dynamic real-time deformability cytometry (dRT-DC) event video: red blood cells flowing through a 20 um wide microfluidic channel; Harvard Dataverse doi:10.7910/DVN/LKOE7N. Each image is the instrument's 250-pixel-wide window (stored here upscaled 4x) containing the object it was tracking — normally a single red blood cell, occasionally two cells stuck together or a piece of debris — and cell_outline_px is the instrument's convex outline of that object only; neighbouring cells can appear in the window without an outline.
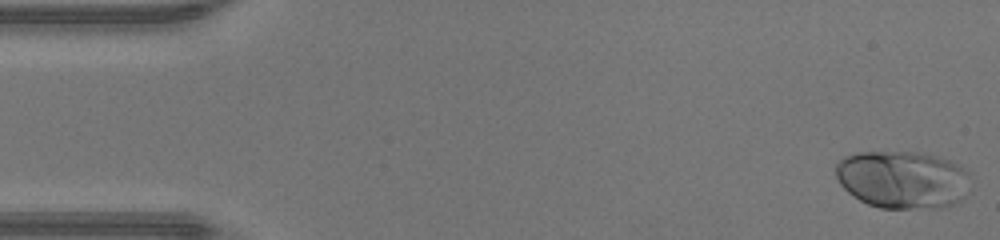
{"species": "human", "species_latin": "Homo sapiens", "temperature_condition": "warm", "stored_images_in_passage": 47, "camera_frame_rate_fps": 3000, "um_per_image_px": 0.085, "donor": {"sex": "male"}, "frame": {"image": 1, "passage_image": 1, "time_ms": 0.0, "image_size_px": [1000, 240], "cell_outline_px": [[968, 172], [964, 196], [960, 200], [952, 204], [940, 208], [880, 208], [868, 204], [860, 200], [848, 192], [840, 184], [836, 176], [836, 164], [844, 156], [856, 152], [916, 152], [936, 156], [960, 164]], "centroid_in_image_um": [76.68, 15.26], "position_along_channel_um": 8.3, "area_um2": 45.14}}
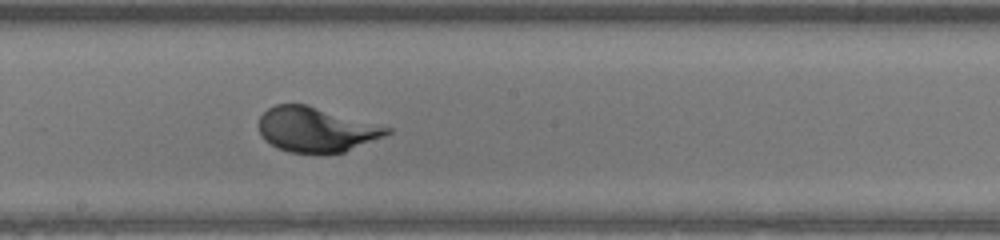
{"frame": {"image": 2, "passage_image": 25, "time_ms": 8.0, "image_size_px": [1000, 240], "cell_outline_px": [[392, 132], [384, 136], [344, 152], [288, 152], [276, 148], [264, 140], [260, 132], [260, 116], [268, 108], [276, 104], [308, 104], [392, 128]], "centroid_in_image_um": [26.86, 10.99], "position_along_channel_um": 221.3, "area_um2": 33.23}}
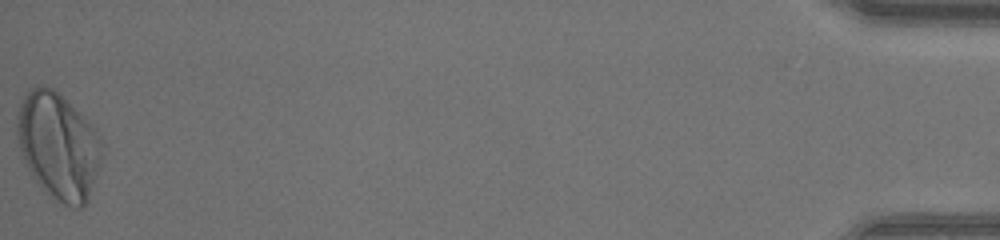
{"frame": {"image": 3, "passage_image": 47, "time_ms": 15.333, "image_size_px": [1000, 240], "cell_outline_px": [[100, 168], [88, 200], [80, 208], [72, 208], [64, 204], [52, 196], [32, 176], [24, 160], [20, 148], [16, 132], [16, 124], [20, 104], [28, 88], [36, 84], [44, 84], [52, 88], [80, 112], [100, 136]], "centroid_in_image_um": [4.95, 12.37], "position_along_channel_um": 430.3, "area_um2": 52.31}}